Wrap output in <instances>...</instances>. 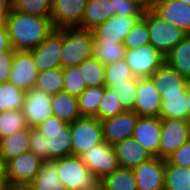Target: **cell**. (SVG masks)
<instances>
[{"instance_id":"1","label":"cell","mask_w":190,"mask_h":190,"mask_svg":"<svg viewBox=\"0 0 190 190\" xmlns=\"http://www.w3.org/2000/svg\"><path fill=\"white\" fill-rule=\"evenodd\" d=\"M10 44L15 51H31L53 31L52 20L12 8L5 16Z\"/></svg>"},{"instance_id":"2","label":"cell","mask_w":190,"mask_h":190,"mask_svg":"<svg viewBox=\"0 0 190 190\" xmlns=\"http://www.w3.org/2000/svg\"><path fill=\"white\" fill-rule=\"evenodd\" d=\"M94 34L92 30L63 28L61 68L77 66L93 58Z\"/></svg>"},{"instance_id":"3","label":"cell","mask_w":190,"mask_h":190,"mask_svg":"<svg viewBox=\"0 0 190 190\" xmlns=\"http://www.w3.org/2000/svg\"><path fill=\"white\" fill-rule=\"evenodd\" d=\"M54 161L59 179L67 190H87L101 183V180L89 171L80 156L70 155Z\"/></svg>"},{"instance_id":"4","label":"cell","mask_w":190,"mask_h":190,"mask_svg":"<svg viewBox=\"0 0 190 190\" xmlns=\"http://www.w3.org/2000/svg\"><path fill=\"white\" fill-rule=\"evenodd\" d=\"M143 18L149 30V44L166 56L186 34L178 26L167 23L151 8L144 11Z\"/></svg>"},{"instance_id":"5","label":"cell","mask_w":190,"mask_h":190,"mask_svg":"<svg viewBox=\"0 0 190 190\" xmlns=\"http://www.w3.org/2000/svg\"><path fill=\"white\" fill-rule=\"evenodd\" d=\"M36 129L47 138V160H55L72 155L70 125L56 116L49 117Z\"/></svg>"},{"instance_id":"6","label":"cell","mask_w":190,"mask_h":190,"mask_svg":"<svg viewBox=\"0 0 190 190\" xmlns=\"http://www.w3.org/2000/svg\"><path fill=\"white\" fill-rule=\"evenodd\" d=\"M69 125L72 136V155L81 156L104 141L102 122L97 117H80Z\"/></svg>"},{"instance_id":"7","label":"cell","mask_w":190,"mask_h":190,"mask_svg":"<svg viewBox=\"0 0 190 190\" xmlns=\"http://www.w3.org/2000/svg\"><path fill=\"white\" fill-rule=\"evenodd\" d=\"M124 59L136 78H150L165 62V56L150 44L126 50Z\"/></svg>"},{"instance_id":"8","label":"cell","mask_w":190,"mask_h":190,"mask_svg":"<svg viewBox=\"0 0 190 190\" xmlns=\"http://www.w3.org/2000/svg\"><path fill=\"white\" fill-rule=\"evenodd\" d=\"M42 160L31 151L11 158L2 167L10 185H29L37 176Z\"/></svg>"},{"instance_id":"9","label":"cell","mask_w":190,"mask_h":190,"mask_svg":"<svg viewBox=\"0 0 190 190\" xmlns=\"http://www.w3.org/2000/svg\"><path fill=\"white\" fill-rule=\"evenodd\" d=\"M80 157L89 171L100 180L120 167L114 145L105 141L87 150Z\"/></svg>"},{"instance_id":"10","label":"cell","mask_w":190,"mask_h":190,"mask_svg":"<svg viewBox=\"0 0 190 190\" xmlns=\"http://www.w3.org/2000/svg\"><path fill=\"white\" fill-rule=\"evenodd\" d=\"M190 138V121L161 119L159 157L166 160Z\"/></svg>"},{"instance_id":"11","label":"cell","mask_w":190,"mask_h":190,"mask_svg":"<svg viewBox=\"0 0 190 190\" xmlns=\"http://www.w3.org/2000/svg\"><path fill=\"white\" fill-rule=\"evenodd\" d=\"M62 46L63 29H55L40 45L30 51L38 72L61 67Z\"/></svg>"},{"instance_id":"12","label":"cell","mask_w":190,"mask_h":190,"mask_svg":"<svg viewBox=\"0 0 190 190\" xmlns=\"http://www.w3.org/2000/svg\"><path fill=\"white\" fill-rule=\"evenodd\" d=\"M52 95L35 87L26 92L22 107L26 122L30 128H36L53 116Z\"/></svg>"},{"instance_id":"13","label":"cell","mask_w":190,"mask_h":190,"mask_svg":"<svg viewBox=\"0 0 190 190\" xmlns=\"http://www.w3.org/2000/svg\"><path fill=\"white\" fill-rule=\"evenodd\" d=\"M141 18L114 15L92 29L94 40L101 43L123 44L125 37Z\"/></svg>"},{"instance_id":"14","label":"cell","mask_w":190,"mask_h":190,"mask_svg":"<svg viewBox=\"0 0 190 190\" xmlns=\"http://www.w3.org/2000/svg\"><path fill=\"white\" fill-rule=\"evenodd\" d=\"M88 0H52L50 19L55 29L75 28L81 25Z\"/></svg>"},{"instance_id":"15","label":"cell","mask_w":190,"mask_h":190,"mask_svg":"<svg viewBox=\"0 0 190 190\" xmlns=\"http://www.w3.org/2000/svg\"><path fill=\"white\" fill-rule=\"evenodd\" d=\"M166 160L152 157L133 168L138 190L165 189Z\"/></svg>"},{"instance_id":"16","label":"cell","mask_w":190,"mask_h":190,"mask_svg":"<svg viewBox=\"0 0 190 190\" xmlns=\"http://www.w3.org/2000/svg\"><path fill=\"white\" fill-rule=\"evenodd\" d=\"M38 71L30 51H15L8 82L27 92L35 87Z\"/></svg>"},{"instance_id":"17","label":"cell","mask_w":190,"mask_h":190,"mask_svg":"<svg viewBox=\"0 0 190 190\" xmlns=\"http://www.w3.org/2000/svg\"><path fill=\"white\" fill-rule=\"evenodd\" d=\"M138 117L133 110H125L113 118L102 120L104 141L115 145L132 137Z\"/></svg>"},{"instance_id":"18","label":"cell","mask_w":190,"mask_h":190,"mask_svg":"<svg viewBox=\"0 0 190 190\" xmlns=\"http://www.w3.org/2000/svg\"><path fill=\"white\" fill-rule=\"evenodd\" d=\"M160 137V117H138L132 138L153 157H159Z\"/></svg>"},{"instance_id":"19","label":"cell","mask_w":190,"mask_h":190,"mask_svg":"<svg viewBox=\"0 0 190 190\" xmlns=\"http://www.w3.org/2000/svg\"><path fill=\"white\" fill-rule=\"evenodd\" d=\"M161 95L151 78H138L133 111L138 116L160 117Z\"/></svg>"},{"instance_id":"20","label":"cell","mask_w":190,"mask_h":190,"mask_svg":"<svg viewBox=\"0 0 190 190\" xmlns=\"http://www.w3.org/2000/svg\"><path fill=\"white\" fill-rule=\"evenodd\" d=\"M151 9L164 21L190 33V5L178 0H154Z\"/></svg>"},{"instance_id":"21","label":"cell","mask_w":190,"mask_h":190,"mask_svg":"<svg viewBox=\"0 0 190 190\" xmlns=\"http://www.w3.org/2000/svg\"><path fill=\"white\" fill-rule=\"evenodd\" d=\"M114 148L119 166L122 168L133 169L153 157L132 137L116 143Z\"/></svg>"},{"instance_id":"22","label":"cell","mask_w":190,"mask_h":190,"mask_svg":"<svg viewBox=\"0 0 190 190\" xmlns=\"http://www.w3.org/2000/svg\"><path fill=\"white\" fill-rule=\"evenodd\" d=\"M30 127L15 132L6 138L0 139V167L11 158L29 151Z\"/></svg>"},{"instance_id":"23","label":"cell","mask_w":190,"mask_h":190,"mask_svg":"<svg viewBox=\"0 0 190 190\" xmlns=\"http://www.w3.org/2000/svg\"><path fill=\"white\" fill-rule=\"evenodd\" d=\"M159 92L186 91L188 79L164 62L151 76Z\"/></svg>"},{"instance_id":"24","label":"cell","mask_w":190,"mask_h":190,"mask_svg":"<svg viewBox=\"0 0 190 190\" xmlns=\"http://www.w3.org/2000/svg\"><path fill=\"white\" fill-rule=\"evenodd\" d=\"M162 101L161 119L187 120L186 91L160 92Z\"/></svg>"},{"instance_id":"25","label":"cell","mask_w":190,"mask_h":190,"mask_svg":"<svg viewBox=\"0 0 190 190\" xmlns=\"http://www.w3.org/2000/svg\"><path fill=\"white\" fill-rule=\"evenodd\" d=\"M113 16V6L110 0H88L81 25L78 28L92 30Z\"/></svg>"},{"instance_id":"26","label":"cell","mask_w":190,"mask_h":190,"mask_svg":"<svg viewBox=\"0 0 190 190\" xmlns=\"http://www.w3.org/2000/svg\"><path fill=\"white\" fill-rule=\"evenodd\" d=\"M53 116L67 124L74 122L82 117L79 111L78 97L67 92H58L52 95Z\"/></svg>"},{"instance_id":"27","label":"cell","mask_w":190,"mask_h":190,"mask_svg":"<svg viewBox=\"0 0 190 190\" xmlns=\"http://www.w3.org/2000/svg\"><path fill=\"white\" fill-rule=\"evenodd\" d=\"M165 62L190 80V33H186L181 42L165 56Z\"/></svg>"},{"instance_id":"28","label":"cell","mask_w":190,"mask_h":190,"mask_svg":"<svg viewBox=\"0 0 190 190\" xmlns=\"http://www.w3.org/2000/svg\"><path fill=\"white\" fill-rule=\"evenodd\" d=\"M28 186L32 190H67L59 179L54 160L42 161L37 176Z\"/></svg>"},{"instance_id":"29","label":"cell","mask_w":190,"mask_h":190,"mask_svg":"<svg viewBox=\"0 0 190 190\" xmlns=\"http://www.w3.org/2000/svg\"><path fill=\"white\" fill-rule=\"evenodd\" d=\"M105 190H138L132 169L119 167L101 180Z\"/></svg>"},{"instance_id":"30","label":"cell","mask_w":190,"mask_h":190,"mask_svg":"<svg viewBox=\"0 0 190 190\" xmlns=\"http://www.w3.org/2000/svg\"><path fill=\"white\" fill-rule=\"evenodd\" d=\"M26 92L10 82L0 84V112L22 110Z\"/></svg>"},{"instance_id":"31","label":"cell","mask_w":190,"mask_h":190,"mask_svg":"<svg viewBox=\"0 0 190 190\" xmlns=\"http://www.w3.org/2000/svg\"><path fill=\"white\" fill-rule=\"evenodd\" d=\"M105 87H88L78 96L79 111L82 117H96Z\"/></svg>"},{"instance_id":"32","label":"cell","mask_w":190,"mask_h":190,"mask_svg":"<svg viewBox=\"0 0 190 190\" xmlns=\"http://www.w3.org/2000/svg\"><path fill=\"white\" fill-rule=\"evenodd\" d=\"M63 86L64 76L61 67L38 72L35 88L53 95L62 92Z\"/></svg>"},{"instance_id":"33","label":"cell","mask_w":190,"mask_h":190,"mask_svg":"<svg viewBox=\"0 0 190 190\" xmlns=\"http://www.w3.org/2000/svg\"><path fill=\"white\" fill-rule=\"evenodd\" d=\"M164 190H190V168L174 166L166 160Z\"/></svg>"},{"instance_id":"34","label":"cell","mask_w":190,"mask_h":190,"mask_svg":"<svg viewBox=\"0 0 190 190\" xmlns=\"http://www.w3.org/2000/svg\"><path fill=\"white\" fill-rule=\"evenodd\" d=\"M29 127L22 110L0 112V139Z\"/></svg>"},{"instance_id":"35","label":"cell","mask_w":190,"mask_h":190,"mask_svg":"<svg viewBox=\"0 0 190 190\" xmlns=\"http://www.w3.org/2000/svg\"><path fill=\"white\" fill-rule=\"evenodd\" d=\"M125 51L126 49L123 44L94 41L93 57L99 60L104 66L124 59Z\"/></svg>"},{"instance_id":"36","label":"cell","mask_w":190,"mask_h":190,"mask_svg":"<svg viewBox=\"0 0 190 190\" xmlns=\"http://www.w3.org/2000/svg\"><path fill=\"white\" fill-rule=\"evenodd\" d=\"M86 87L105 86V66L96 58L85 60L79 65Z\"/></svg>"},{"instance_id":"37","label":"cell","mask_w":190,"mask_h":190,"mask_svg":"<svg viewBox=\"0 0 190 190\" xmlns=\"http://www.w3.org/2000/svg\"><path fill=\"white\" fill-rule=\"evenodd\" d=\"M11 8L22 13L50 18L52 0H11Z\"/></svg>"},{"instance_id":"38","label":"cell","mask_w":190,"mask_h":190,"mask_svg":"<svg viewBox=\"0 0 190 190\" xmlns=\"http://www.w3.org/2000/svg\"><path fill=\"white\" fill-rule=\"evenodd\" d=\"M124 111L125 109L121 105L118 95L111 88L105 87L96 117L102 121L113 118Z\"/></svg>"},{"instance_id":"39","label":"cell","mask_w":190,"mask_h":190,"mask_svg":"<svg viewBox=\"0 0 190 190\" xmlns=\"http://www.w3.org/2000/svg\"><path fill=\"white\" fill-rule=\"evenodd\" d=\"M138 78L133 77L110 87L118 95V99L125 110H133L137 97Z\"/></svg>"},{"instance_id":"40","label":"cell","mask_w":190,"mask_h":190,"mask_svg":"<svg viewBox=\"0 0 190 190\" xmlns=\"http://www.w3.org/2000/svg\"><path fill=\"white\" fill-rule=\"evenodd\" d=\"M133 77L134 75L125 59L105 66V86L108 88Z\"/></svg>"},{"instance_id":"41","label":"cell","mask_w":190,"mask_h":190,"mask_svg":"<svg viewBox=\"0 0 190 190\" xmlns=\"http://www.w3.org/2000/svg\"><path fill=\"white\" fill-rule=\"evenodd\" d=\"M64 86L63 91L74 96L81 95L86 87L79 65L63 69Z\"/></svg>"},{"instance_id":"42","label":"cell","mask_w":190,"mask_h":190,"mask_svg":"<svg viewBox=\"0 0 190 190\" xmlns=\"http://www.w3.org/2000/svg\"><path fill=\"white\" fill-rule=\"evenodd\" d=\"M146 44H149V30L146 20L142 17L125 37L123 45L126 50H129Z\"/></svg>"},{"instance_id":"43","label":"cell","mask_w":190,"mask_h":190,"mask_svg":"<svg viewBox=\"0 0 190 190\" xmlns=\"http://www.w3.org/2000/svg\"><path fill=\"white\" fill-rule=\"evenodd\" d=\"M113 6V16L143 17L145 7L137 0H110Z\"/></svg>"},{"instance_id":"44","label":"cell","mask_w":190,"mask_h":190,"mask_svg":"<svg viewBox=\"0 0 190 190\" xmlns=\"http://www.w3.org/2000/svg\"><path fill=\"white\" fill-rule=\"evenodd\" d=\"M29 151L37 155L42 161L47 160V138L36 128H30Z\"/></svg>"},{"instance_id":"45","label":"cell","mask_w":190,"mask_h":190,"mask_svg":"<svg viewBox=\"0 0 190 190\" xmlns=\"http://www.w3.org/2000/svg\"><path fill=\"white\" fill-rule=\"evenodd\" d=\"M166 160L171 165L190 168V138Z\"/></svg>"},{"instance_id":"46","label":"cell","mask_w":190,"mask_h":190,"mask_svg":"<svg viewBox=\"0 0 190 190\" xmlns=\"http://www.w3.org/2000/svg\"><path fill=\"white\" fill-rule=\"evenodd\" d=\"M15 51L0 52V84L8 82Z\"/></svg>"},{"instance_id":"47","label":"cell","mask_w":190,"mask_h":190,"mask_svg":"<svg viewBox=\"0 0 190 190\" xmlns=\"http://www.w3.org/2000/svg\"><path fill=\"white\" fill-rule=\"evenodd\" d=\"M15 51L11 44L7 32L6 20L0 19V52Z\"/></svg>"},{"instance_id":"48","label":"cell","mask_w":190,"mask_h":190,"mask_svg":"<svg viewBox=\"0 0 190 190\" xmlns=\"http://www.w3.org/2000/svg\"><path fill=\"white\" fill-rule=\"evenodd\" d=\"M11 9V0H0V19H5V16Z\"/></svg>"},{"instance_id":"49","label":"cell","mask_w":190,"mask_h":190,"mask_svg":"<svg viewBox=\"0 0 190 190\" xmlns=\"http://www.w3.org/2000/svg\"><path fill=\"white\" fill-rule=\"evenodd\" d=\"M9 185L3 167H0V190H7Z\"/></svg>"},{"instance_id":"50","label":"cell","mask_w":190,"mask_h":190,"mask_svg":"<svg viewBox=\"0 0 190 190\" xmlns=\"http://www.w3.org/2000/svg\"><path fill=\"white\" fill-rule=\"evenodd\" d=\"M186 102H187V120L190 121V80L186 85Z\"/></svg>"},{"instance_id":"51","label":"cell","mask_w":190,"mask_h":190,"mask_svg":"<svg viewBox=\"0 0 190 190\" xmlns=\"http://www.w3.org/2000/svg\"><path fill=\"white\" fill-rule=\"evenodd\" d=\"M7 190H32L28 185H9Z\"/></svg>"},{"instance_id":"52","label":"cell","mask_w":190,"mask_h":190,"mask_svg":"<svg viewBox=\"0 0 190 190\" xmlns=\"http://www.w3.org/2000/svg\"><path fill=\"white\" fill-rule=\"evenodd\" d=\"M138 2H140L146 9L147 8H151L154 0H137Z\"/></svg>"},{"instance_id":"53","label":"cell","mask_w":190,"mask_h":190,"mask_svg":"<svg viewBox=\"0 0 190 190\" xmlns=\"http://www.w3.org/2000/svg\"><path fill=\"white\" fill-rule=\"evenodd\" d=\"M87 190H105V189H104V187H103V184L100 183V184L97 185L96 187L91 188V189H87Z\"/></svg>"},{"instance_id":"54","label":"cell","mask_w":190,"mask_h":190,"mask_svg":"<svg viewBox=\"0 0 190 190\" xmlns=\"http://www.w3.org/2000/svg\"><path fill=\"white\" fill-rule=\"evenodd\" d=\"M178 1H180V2H182V3H185V4H189V5H190V0H178Z\"/></svg>"}]
</instances>
